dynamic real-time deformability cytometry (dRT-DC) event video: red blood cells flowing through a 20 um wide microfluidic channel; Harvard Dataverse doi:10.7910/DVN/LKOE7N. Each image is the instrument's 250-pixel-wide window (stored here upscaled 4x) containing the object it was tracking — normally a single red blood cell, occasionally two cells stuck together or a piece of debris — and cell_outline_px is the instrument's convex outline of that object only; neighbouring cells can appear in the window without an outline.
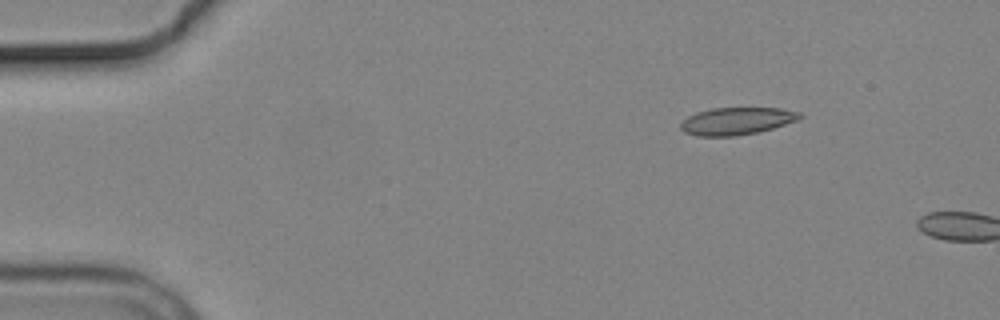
{"species": "common noctule bat (a hibernating species)", "species_latin": "Nyctalus noctula", "temperature_condition": "cold", "stored_images_in_passage": 2, "camera_frame_rate_fps": 3000, "um_per_image_px": 0.085, "animal": {"sex": "male", "body_mass_g": 19.2, "forearm_length_mm": 51.8}, "frame": {"image": 1, "passage_image": 1, "time_ms": 0.0, "image_size_px": [1000, 320], "cell_outline_px": [[804, 116], [796, 120], [760, 132], [736, 136], [696, 136], [684, 132], [680, 128], [680, 124], [688, 116], [696, 112], [712, 108], [780, 108], [800, 112]], "centroid_in_image_um": [62.6, 10.29], "position_along_channel_um": 22.4, "area_um2": 19.02}}